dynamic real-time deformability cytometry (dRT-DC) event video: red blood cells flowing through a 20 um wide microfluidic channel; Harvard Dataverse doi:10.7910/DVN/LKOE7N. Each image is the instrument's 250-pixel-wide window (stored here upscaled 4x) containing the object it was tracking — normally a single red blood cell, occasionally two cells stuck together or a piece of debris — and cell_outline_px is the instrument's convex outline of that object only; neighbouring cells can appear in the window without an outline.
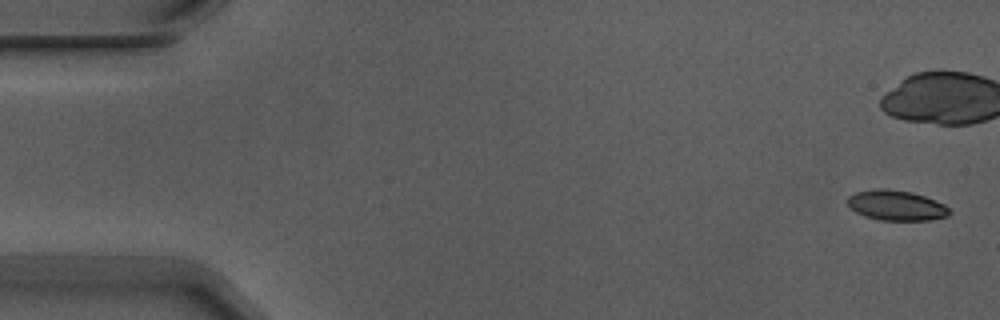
{"species": "Egyptian fruit bat (a non-hibernating species)", "species_latin": "Rousettus aegyptiacus", "temperature_condition": "warm", "stored_images_in_passage": 8, "camera_frame_rate_fps": 3000, "um_per_image_px": 0.085, "animal": {"sex": "male"}, "frame": {"image": 1, "passage_image": 1, "time_ms": 0.0, "image_size_px": [1000, 320], "cell_outline_px": [[952, 212], [948, 216], [928, 220], [880, 220], [864, 216], [856, 212], [848, 204], [848, 196], [856, 192], [876, 188], [884, 188], [912, 192], [924, 196], [944, 204]], "centroid_in_image_um": [76.19, 17.45], "position_along_channel_um": 8.8, "area_um2": 17.86}}